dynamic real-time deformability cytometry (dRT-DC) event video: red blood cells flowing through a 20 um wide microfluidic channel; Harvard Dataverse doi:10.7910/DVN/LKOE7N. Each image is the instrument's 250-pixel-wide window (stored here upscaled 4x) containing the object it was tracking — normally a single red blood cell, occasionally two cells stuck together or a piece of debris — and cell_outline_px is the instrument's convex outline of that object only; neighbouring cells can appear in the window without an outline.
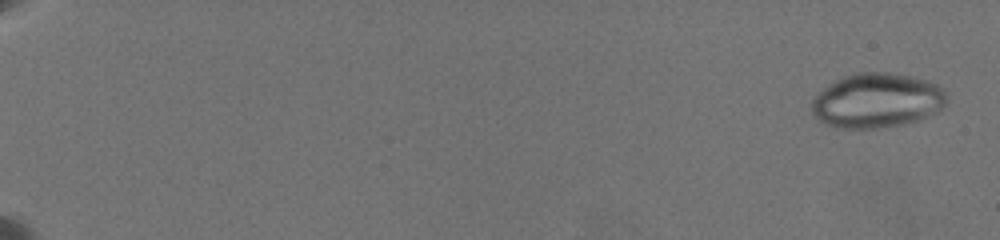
{"species": "common noctule bat (a hibernating species)", "species_latin": "Nyctalus noctula", "temperature_condition": "warm", "stored_images_in_passage": 8, "camera_frame_rate_fps": 3000, "um_per_image_px": 0.085, "animal": {"sex": "female", "body_mass_g": 19.5, "forearm_length_mm": 54.1}, "frame": {"image": 1, "passage_image": 1, "time_ms": 0.0, "image_size_px": [1000, 240], "cell_outline_px": [[948, 96], [944, 104], [940, 108], [916, 120], [904, 124], [876, 128], [832, 128], [820, 124], [816, 120], [812, 112], [812, 100], [828, 84], [844, 76], [856, 72], [888, 72], [912, 76], [928, 80], [944, 88], [948, 92]], "centroid_in_image_um": [74.5, 8.54], "position_along_channel_um": 10.5, "area_um2": 43.18}}